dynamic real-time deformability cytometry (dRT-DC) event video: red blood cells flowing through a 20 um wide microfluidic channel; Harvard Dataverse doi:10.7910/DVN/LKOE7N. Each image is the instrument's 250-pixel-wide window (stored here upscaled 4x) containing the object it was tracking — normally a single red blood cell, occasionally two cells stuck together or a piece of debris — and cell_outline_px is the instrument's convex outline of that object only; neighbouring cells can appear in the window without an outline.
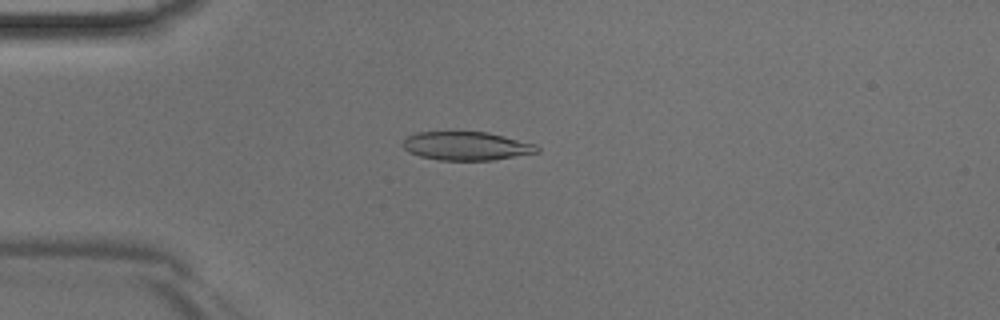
{"species": "Egyptian fruit bat (a non-hibernating species)", "species_latin": "Rousettus aegyptiacus", "temperature_condition": "room temperature", "stored_images_in_passage": 44, "camera_frame_rate_fps": 3000, "um_per_image_px": 0.085, "animal": {"sex": "male"}, "frame": {"image": 1, "passage_image": 11, "time_ms": 3.333, "image_size_px": [1000, 320], "cell_outline_px": [[540, 152], [492, 160], [440, 160], [420, 156], [408, 152], [400, 144], [408, 136], [416, 132], [488, 132], [536, 144], [540, 148]], "centroid_in_image_um": [39.64, 12.41], "position_along_channel_um": 45.4, "area_um2": 22.37}}
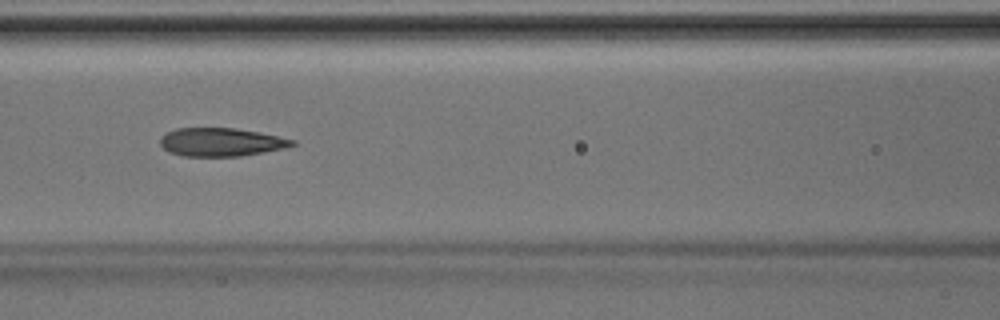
{"frame": {"image": 2, "passage_image": 19, "time_ms": 6.0, "image_size_px": [1000, 320], "cell_outline_px": [[296, 144], [284, 148], [240, 156], [184, 156], [168, 152], [160, 144], [160, 136], [176, 128], [232, 128], [256, 132], [296, 140]], "centroid_in_image_um": [18.75, 12.08], "position_along_channel_um": 147.9, "area_um2": 21.56}}
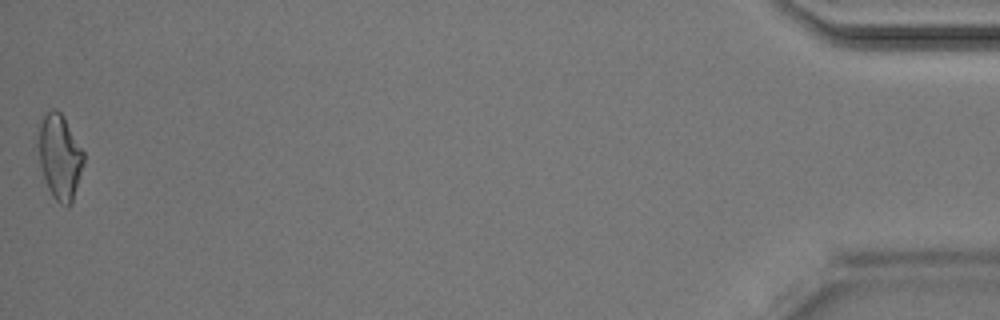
{"frame": {"image": 3, "passage_image": 44, "time_ms": 14.333, "image_size_px": [1000, 320], "cell_outline_px": [[84, 164], [72, 204], [68, 208], [60, 204], [52, 196], [48, 188], [32, 148], [44, 112], [52, 108], [56, 108], [64, 116], [84, 152]], "centroid_in_image_um": [5.01, 13.3], "position_along_channel_um": 430.2, "area_um2": 23.76}}